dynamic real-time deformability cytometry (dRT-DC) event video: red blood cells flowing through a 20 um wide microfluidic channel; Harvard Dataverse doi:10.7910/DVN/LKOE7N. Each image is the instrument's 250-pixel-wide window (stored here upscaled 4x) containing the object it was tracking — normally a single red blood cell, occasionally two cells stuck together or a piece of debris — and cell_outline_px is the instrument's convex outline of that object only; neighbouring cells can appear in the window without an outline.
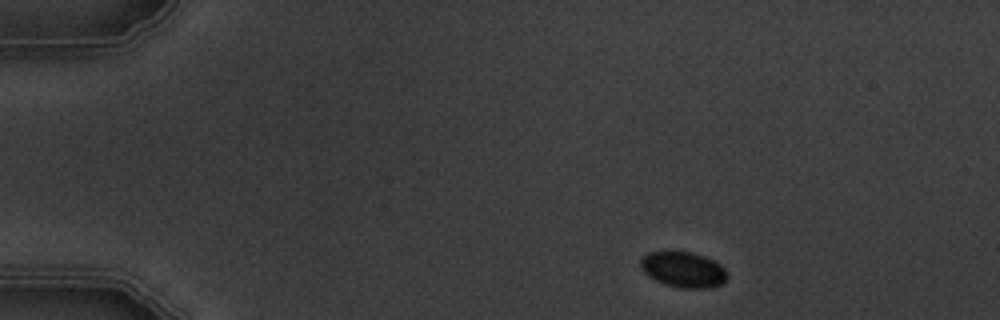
{"species": "common noctule bat (a hibernating species)", "species_latin": "Nyctalus noctula", "temperature_condition": "warm", "stored_images_in_passage": 3, "camera_frame_rate_fps": 3000, "um_per_image_px": 0.085, "animal": {"sex": "male", "body_mass_g": 19.5, "forearm_length_mm": 54.6}, "frame": {"image": 1, "passage_image": 1, "time_ms": 0.0, "image_size_px": [1000, 320], "cell_outline_px": [[728, 276], [720, 284], [712, 288], [680, 288], [664, 284], [648, 276], [640, 268], [640, 260], [648, 252], [692, 252], [704, 256], [720, 264], [724, 268]], "centroid_in_image_um": [58.07, 22.92], "position_along_channel_um": 26.9, "area_um2": 17.92}}